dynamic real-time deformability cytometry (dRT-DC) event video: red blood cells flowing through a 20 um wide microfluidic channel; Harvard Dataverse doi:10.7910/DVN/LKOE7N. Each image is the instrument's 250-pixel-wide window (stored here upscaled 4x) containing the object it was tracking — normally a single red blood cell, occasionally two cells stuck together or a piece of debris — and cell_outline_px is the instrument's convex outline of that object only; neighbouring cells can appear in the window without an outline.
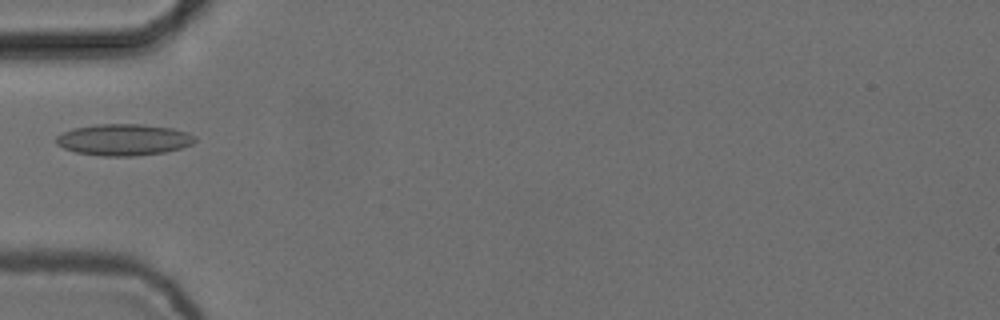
{"species": "common noctule bat (a hibernating species)", "species_latin": "Nyctalus noctula", "temperature_condition": "cold", "stored_images_in_passage": 6, "camera_frame_rate_fps": 3000, "um_per_image_px": 0.085, "animal": {"sex": "female", "body_mass_g": 24.6, "forearm_length_mm": 56.2}, "frame": {"image": 1, "passage_image": 5, "time_ms": 1.333, "image_size_px": [1000, 320], "cell_outline_px": [[196, 140], [192, 144], [180, 148], [164, 152], [132, 156], [100, 156], [76, 152], [64, 148], [56, 144], [56, 136], [72, 128], [96, 124], [140, 124], [172, 128], [188, 132], [196, 136]], "centroid_in_image_um": [10.51, 11.87], "position_along_channel_um": 74.5, "area_um2": 25.49}}
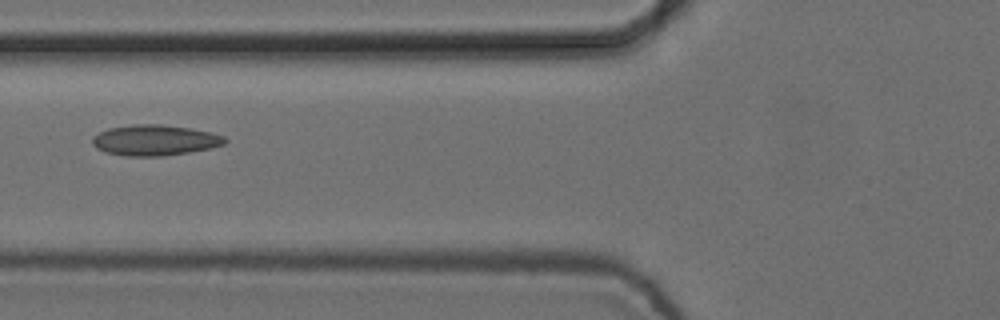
{"frame": {"image": 2, "passage_image": 6, "time_ms": 1.667, "image_size_px": [1000, 320], "cell_outline_px": [[228, 140], [224, 144], [212, 148], [188, 152], [160, 156], [124, 156], [104, 152], [96, 148], [92, 144], [92, 136], [108, 128], [132, 124], [160, 124], [188, 128], [208, 132], [224, 136]], "centroid_in_image_um": [13.12, 11.92], "position_along_channel_um": 112.7, "area_um2": 23.7}}